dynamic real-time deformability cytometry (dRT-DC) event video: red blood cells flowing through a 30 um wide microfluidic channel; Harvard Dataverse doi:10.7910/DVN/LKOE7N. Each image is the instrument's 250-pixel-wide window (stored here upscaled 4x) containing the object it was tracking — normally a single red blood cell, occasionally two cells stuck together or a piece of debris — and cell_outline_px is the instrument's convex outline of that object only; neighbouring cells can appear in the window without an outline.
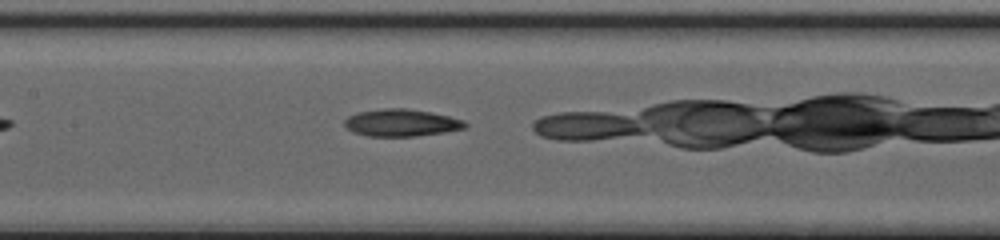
{"species": "common noctule bat (a hibernating species)", "species_latin": "Nyctalus noctula", "temperature_condition": "cold", "stored_images_in_passage": 22, "camera_frame_rate_fps": 3000, "um_per_image_px": 0.085, "animal": {"sex": "female", "body_mass_g": 20.0, "forearm_length_mm": 54.0}, "frame": {"image": 1, "passage_image": 7, "time_ms": 2.0, "image_size_px": [1000, 240], "cell_outline_px": [[468, 128], [444, 132], [416, 136], [368, 136], [352, 132], [344, 124], [344, 120], [348, 116], [356, 112], [380, 108], [408, 108], [432, 112], [464, 120], [468, 124]], "centroid_in_image_um": [34.12, 10.42], "position_along_channel_um": 173.3, "area_um2": 19.36}}
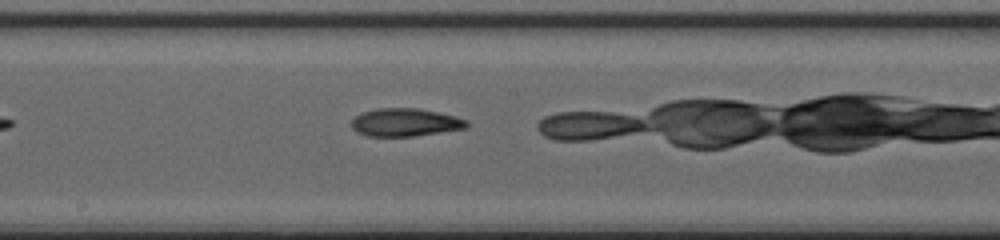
{"frame": {"image": 2, "passage_image": 10, "time_ms": 3.0, "image_size_px": [1000, 240], "cell_outline_px": [[468, 128], [412, 136], [368, 136], [356, 132], [352, 128], [352, 120], [360, 112], [376, 108], [416, 108], [456, 116], [468, 120]], "centroid_in_image_um": [34.43, 10.4], "position_along_channel_um": 213.8, "area_um2": 18.79}}
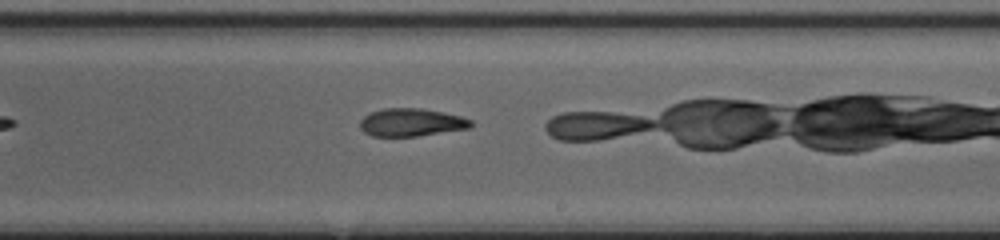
{"frame": {"image": 3, "passage_image": 13, "time_ms": 4.0, "image_size_px": [1000, 240], "cell_outline_px": [[472, 128], [416, 136], [372, 136], [364, 132], [360, 128], [360, 120], [364, 116], [372, 112], [384, 108], [420, 108], [444, 112], [460, 116], [472, 120]], "centroid_in_image_um": [34.97, 10.4], "position_along_channel_um": 254.0, "area_um2": 18.03}}